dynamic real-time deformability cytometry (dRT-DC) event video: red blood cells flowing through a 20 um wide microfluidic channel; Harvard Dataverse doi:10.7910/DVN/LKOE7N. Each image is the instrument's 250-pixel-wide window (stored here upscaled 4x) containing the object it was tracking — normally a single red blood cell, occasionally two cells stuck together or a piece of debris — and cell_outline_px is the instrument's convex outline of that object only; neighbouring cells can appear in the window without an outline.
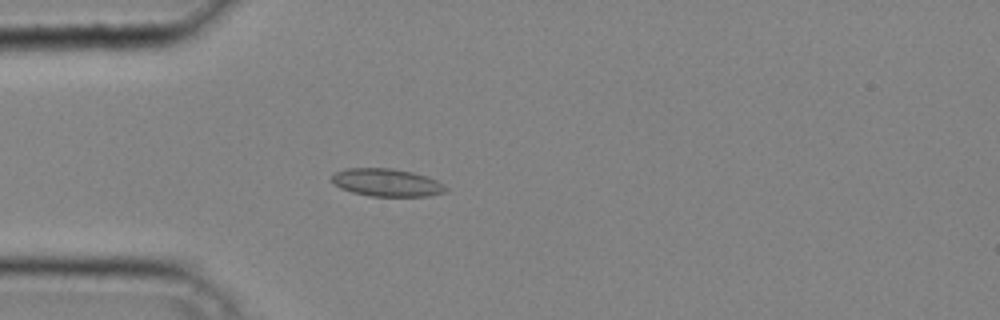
{"species": "common noctule bat (a hibernating species)", "species_latin": "Nyctalus noctula", "temperature_condition": "cold", "stored_images_in_passage": 40, "camera_frame_rate_fps": 3000, "um_per_image_px": 0.085, "animal": {"sex": "male", "body_mass_g": 20.4}, "frame": {"image": 1, "passage_image": 11, "time_ms": 3.333, "image_size_px": [1000, 320], "cell_outline_px": [[448, 192], [428, 196], [368, 196], [352, 192], [340, 188], [332, 180], [332, 176], [336, 172], [348, 168], [392, 168], [412, 172], [436, 180], [444, 184], [448, 188]], "centroid_in_image_um": [32.91, 15.52], "position_along_channel_um": 52.1, "area_um2": 18.38}}
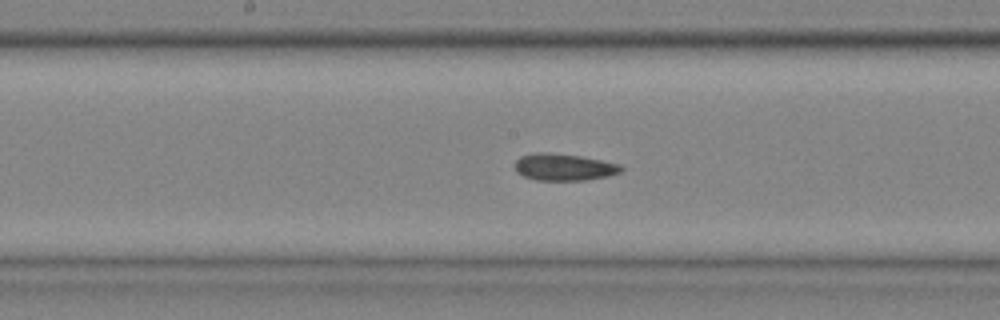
{"frame": {"image": 2, "passage_image": 21, "time_ms": 6.667, "image_size_px": [1000, 320], "cell_outline_px": [[624, 168], [620, 172], [608, 176], [584, 180], [536, 180], [524, 176], [516, 172], [516, 160], [520, 156], [532, 152], [548, 152], [580, 156], [620, 164]], "centroid_in_image_um": [47.92, 14.19], "position_along_channel_um": 200.3, "area_um2": 16.65}}
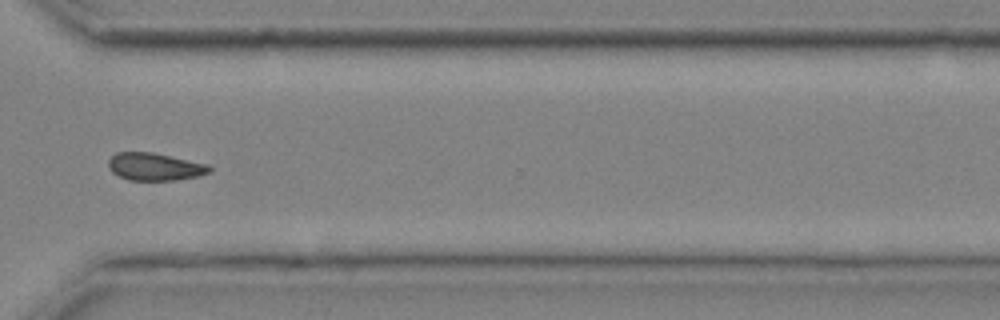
{"frame": {"image": 3, "passage_image": 31, "time_ms": 10.0, "image_size_px": [1000, 320], "cell_outline_px": [[212, 172], [200, 176], [176, 180], [128, 180], [112, 172], [108, 168], [108, 160], [116, 152], [152, 152], [208, 164], [212, 168]], "centroid_in_image_um": [13.18, 14.17], "position_along_channel_um": 357.4, "area_um2": 16.36}}